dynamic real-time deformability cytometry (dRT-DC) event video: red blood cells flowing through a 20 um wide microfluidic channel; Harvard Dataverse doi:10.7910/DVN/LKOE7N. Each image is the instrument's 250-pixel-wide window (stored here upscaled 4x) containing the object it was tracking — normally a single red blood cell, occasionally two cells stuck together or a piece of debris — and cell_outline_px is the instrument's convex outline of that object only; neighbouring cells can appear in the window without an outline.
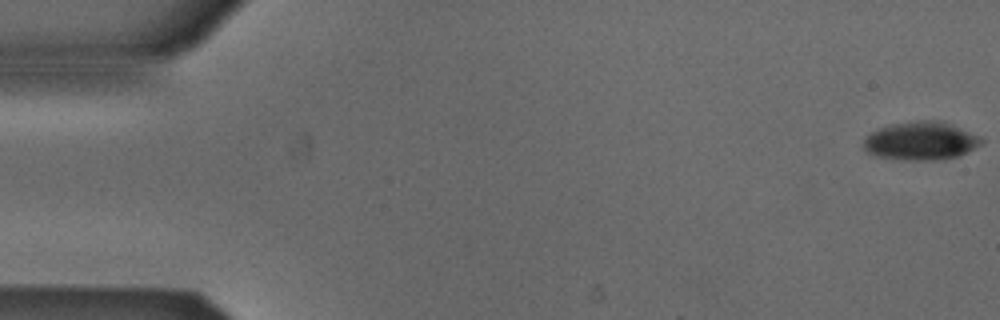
{"species": "Egyptian fruit bat (a non-hibernating species)", "species_latin": "Rousettus aegyptiacus", "temperature_condition": "cold", "stored_images_in_passage": 53, "camera_frame_rate_fps": 3000, "um_per_image_px": 0.085, "animal": {"sex": "male"}, "frame": {"image": 1, "passage_image": 1, "time_ms": 0.0, "image_size_px": [1000, 320], "cell_outline_px": [[984, 144], [960, 156], [944, 160], [908, 160], [876, 156], [868, 152], [864, 148], [864, 140], [872, 132], [880, 128], [892, 124], [916, 120], [940, 120], [980, 136], [984, 140]], "centroid_in_image_um": [78.34, 11.98], "position_along_channel_um": 6.7, "area_um2": 26.41}}
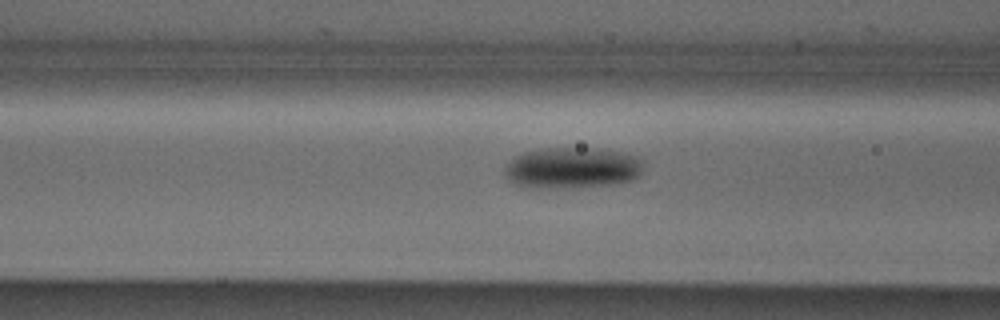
{"frame": {"image": 2, "passage_image": 21, "time_ms": 6.667, "image_size_px": [1000, 320], "cell_outline_px": [[644, 164], [640, 176], [632, 180], [620, 184], [572, 188], [524, 188], [512, 184], [504, 176], [504, 168], [516, 156], [524, 152], [544, 148], [588, 148], [624, 152], [640, 156], [644, 160]], "centroid_in_image_um": [48.67, 14.29], "position_along_channel_um": 117.9, "area_um2": 34.16}}
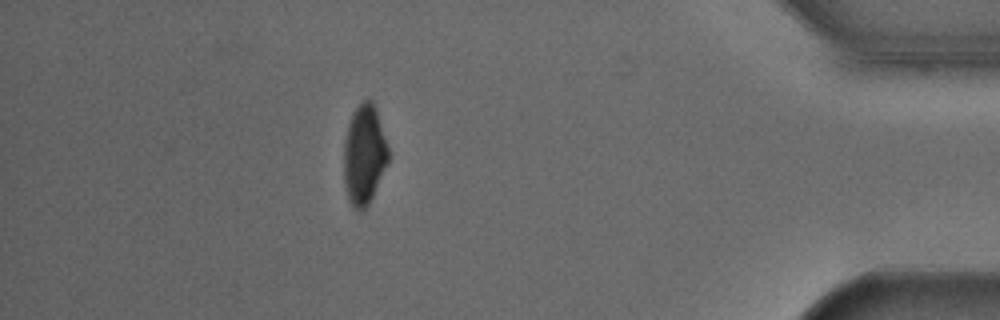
{"frame": {"image": 3, "passage_image": 47, "time_ms": 15.333, "image_size_px": [1000, 320], "cell_outline_px": [[388, 164], [368, 204], [360, 212], [352, 204], [348, 196], [344, 180], [344, 140], [348, 124], [352, 112], [364, 100], [372, 100], [376, 108], [388, 144]], "centroid_in_image_um": [30.97, 13.11], "position_along_channel_um": 404.2, "area_um2": 25.72}, "authors_computed_cell_mechanics": {"area_um2": 29.1312, "velocity_mm_per_s": 3.8737, "shape_relaxation_time_tau1_ms": 2.7933, "shape_relaxation_time_tau2_ms": null, "deformation_change_tau1": 0.0983, "deformation_change_tau2": null}}